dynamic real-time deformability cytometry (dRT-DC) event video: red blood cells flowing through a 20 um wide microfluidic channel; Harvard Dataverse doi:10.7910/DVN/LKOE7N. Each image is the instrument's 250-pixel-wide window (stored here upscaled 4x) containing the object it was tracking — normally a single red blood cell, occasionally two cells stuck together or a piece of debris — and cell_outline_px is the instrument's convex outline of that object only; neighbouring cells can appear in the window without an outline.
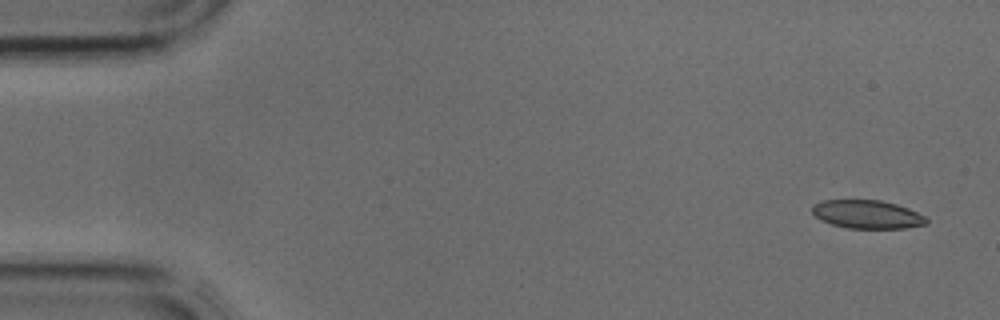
{"species": "common noctule bat (a hibernating species)", "species_latin": "Nyctalus noctula", "temperature_condition": "cold", "stored_images_in_passage": 3, "camera_frame_rate_fps": 3000, "um_per_image_px": 0.085, "animal": {"sex": "male", "body_mass_g": 17.9, "forearm_length_mm": 54.2}, "frame": {"image": 1, "passage_image": 1, "time_ms": 0.0, "image_size_px": [1000, 320], "cell_outline_px": [[928, 224], [908, 228], [848, 228], [832, 224], [820, 220], [812, 212], [812, 204], [824, 200], [880, 200], [896, 204], [908, 208], [924, 216], [928, 220]], "centroid_in_image_um": [73.71, 18.22], "position_along_channel_um": 11.3, "area_um2": 18.9}}
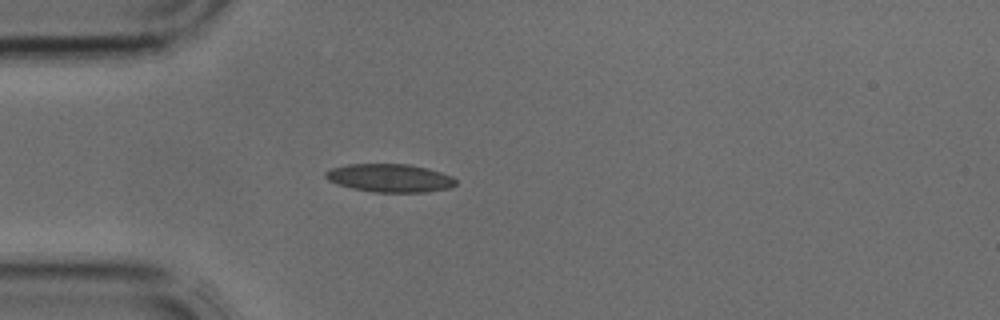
{"frame": {"image": 2, "passage_image": 3, "time_ms": 0.667, "image_size_px": [1000, 320], "cell_outline_px": [[456, 184], [452, 188], [424, 192], [372, 192], [352, 188], [336, 184], [328, 180], [324, 176], [324, 172], [332, 168], [348, 164], [408, 164], [428, 168], [452, 176], [456, 180]], "centroid_in_image_um": [33.13, 15.13], "position_along_channel_um": 51.9, "area_um2": 21.5}}